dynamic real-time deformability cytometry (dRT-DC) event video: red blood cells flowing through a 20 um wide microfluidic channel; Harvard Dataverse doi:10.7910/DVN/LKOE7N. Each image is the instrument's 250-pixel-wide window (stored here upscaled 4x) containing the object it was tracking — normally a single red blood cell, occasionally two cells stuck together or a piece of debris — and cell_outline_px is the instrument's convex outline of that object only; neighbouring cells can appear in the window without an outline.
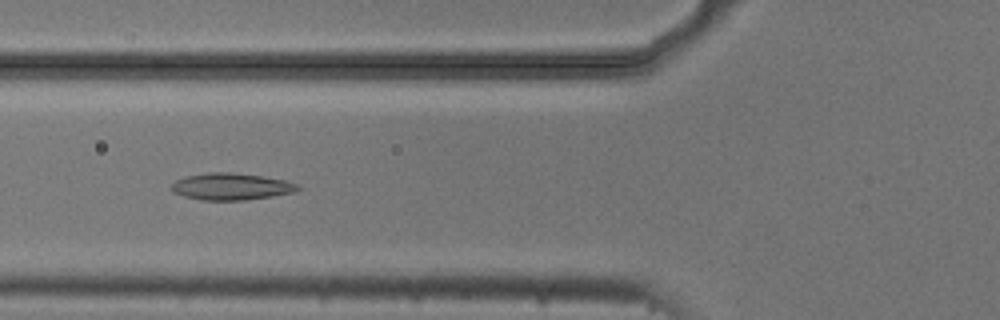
{"species": "common noctule bat (a hibernating species)", "species_latin": "Nyctalus noctula", "temperature_condition": "cold", "stored_images_in_passage": 7, "camera_frame_rate_fps": 3000, "um_per_image_px": 0.085, "animal": {"sex": "male", "body_mass_g": 20.5, "forearm_length_mm": 52.5}, "frame": {"image": 1, "passage_image": 5, "time_ms": 1.333, "image_size_px": [1000, 320], "cell_outline_px": [[300, 188], [296, 192], [272, 196], [244, 200], [200, 200], [184, 196], [172, 192], [172, 184], [176, 180], [184, 176], [208, 172], [232, 172], [260, 176], [284, 180], [296, 184]], "centroid_in_image_um": [19.62, 15.85], "position_along_channel_um": 106.2, "area_um2": 19.71}}
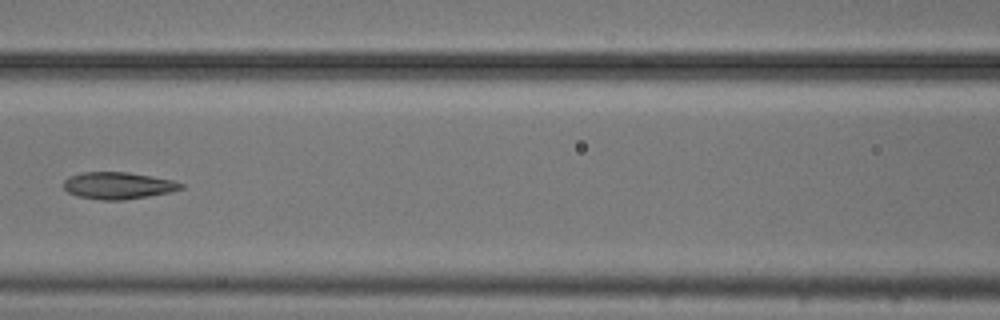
{"frame": {"image": 2, "passage_image": 6, "time_ms": 1.667, "image_size_px": [1000, 320], "cell_outline_px": [[184, 188], [172, 192], [124, 200], [100, 200], [80, 196], [68, 192], [64, 188], [64, 180], [68, 176], [84, 172], [128, 172], [172, 180], [184, 184]], "centroid_in_image_um": [10.05, 15.77], "position_along_channel_um": 156.5, "area_um2": 18.38}}
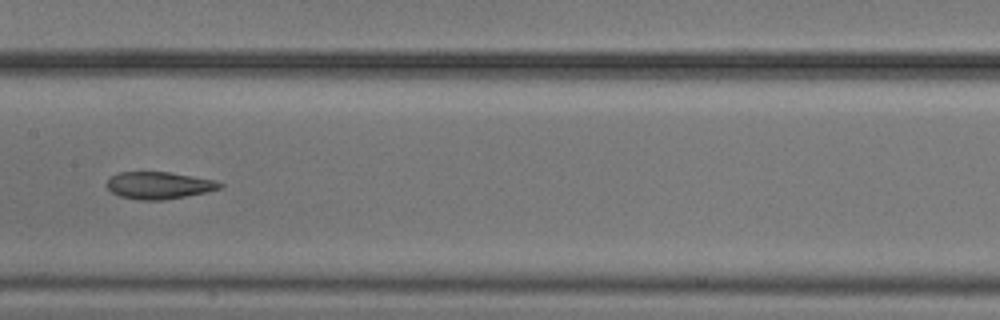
{"frame": {"image": 3, "passage_image": 7, "time_ms": 2.0, "image_size_px": [1000, 320], "cell_outline_px": [[224, 184], [220, 188], [204, 192], [164, 200], [136, 200], [120, 196], [112, 192], [104, 184], [112, 176], [120, 172], [168, 172], [216, 180]], "centroid_in_image_um": [13.48, 15.75], "position_along_channel_um": 193.9, "area_um2": 17.74}}